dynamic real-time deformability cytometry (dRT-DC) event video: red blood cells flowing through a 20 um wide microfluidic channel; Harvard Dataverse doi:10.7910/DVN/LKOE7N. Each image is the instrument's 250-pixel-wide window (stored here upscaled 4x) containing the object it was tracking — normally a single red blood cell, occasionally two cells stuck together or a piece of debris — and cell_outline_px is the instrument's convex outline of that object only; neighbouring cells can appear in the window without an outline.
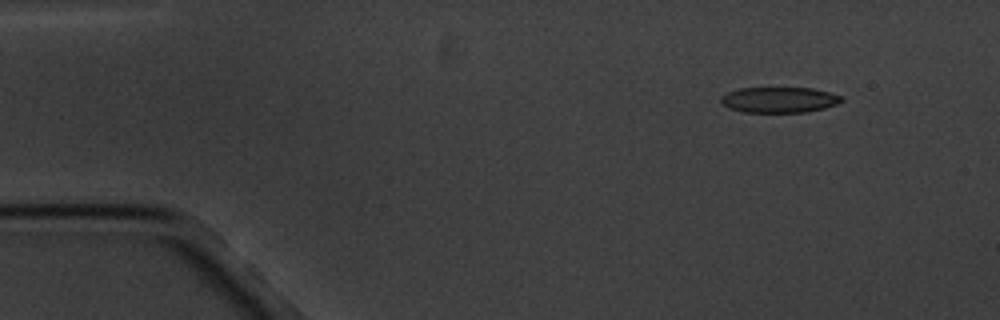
{"species": "common noctule bat (a hibernating species)", "species_latin": "Nyctalus noctula", "temperature_condition": "cold", "stored_images_in_passage": 4, "segment_of_instrument_passage": [1, 2], "camera_frame_rate_fps": 3000, "um_per_image_px": 0.085, "animal": {"sex": "male", "body_mass_g": 20.1, "forearm_length_mm": 53.5}, "frame": {"image": 1, "passage_image": 1, "time_ms": 0.0, "image_size_px": [1000, 320], "cell_outline_px": [[844, 100], [836, 104], [824, 108], [808, 112], [744, 112], [728, 108], [720, 104], [720, 96], [728, 92], [740, 88], [812, 88], [828, 92], [840, 96]], "centroid_in_image_um": [66.18, 8.49], "position_along_channel_um": 18.8, "area_um2": 18.03}}